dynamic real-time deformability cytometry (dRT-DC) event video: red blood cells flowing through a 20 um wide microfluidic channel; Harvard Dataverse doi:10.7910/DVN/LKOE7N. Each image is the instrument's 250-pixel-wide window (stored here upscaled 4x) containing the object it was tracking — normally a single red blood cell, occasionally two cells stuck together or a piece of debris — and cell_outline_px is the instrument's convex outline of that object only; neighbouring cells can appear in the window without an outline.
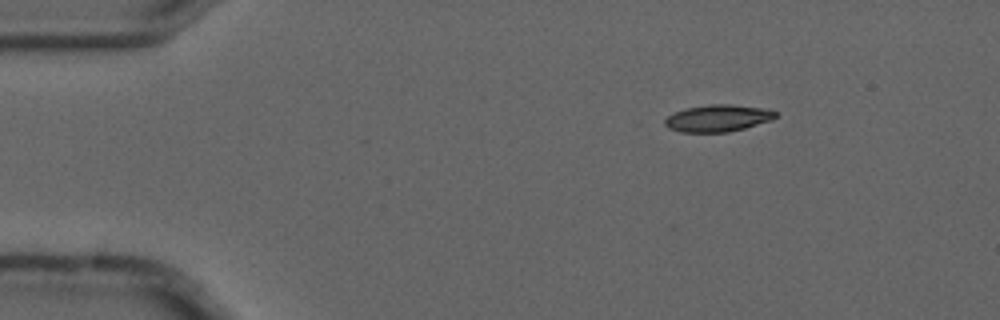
{"species": "common noctule bat (a hibernating species)", "species_latin": "Nyctalus noctula", "temperature_condition": "cold", "stored_images_in_passage": 4, "camera_frame_rate_fps": 3000, "um_per_image_px": 0.085, "animal": {"sex": "male", "forearm_length_mm": 52.5}, "frame": {"image": 1, "passage_image": 1, "time_ms": 0.0, "image_size_px": [1000, 320], "cell_outline_px": [[776, 116], [772, 120], [744, 128], [728, 132], [680, 132], [668, 128], [664, 124], [664, 120], [668, 116], [676, 112], [688, 108], [708, 104], [732, 104], [764, 108], [776, 112]], "centroid_in_image_um": [61.01, 10.05], "position_along_channel_um": 24.0, "area_um2": 17.28}}
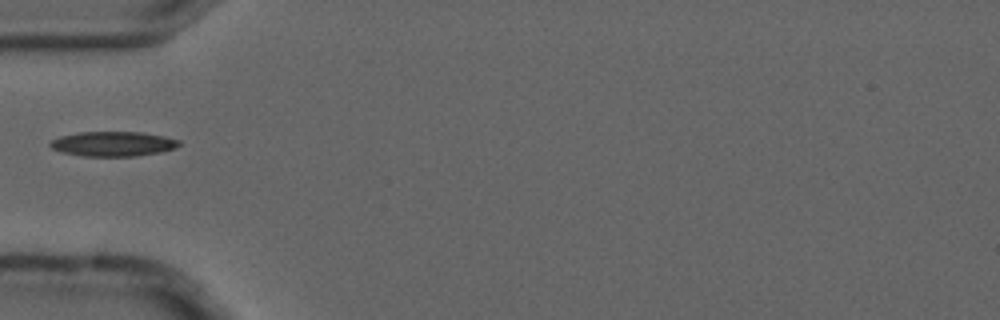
{"frame": {"image": 2, "passage_image": 4, "time_ms": 1.0, "image_size_px": [1000, 320], "cell_outline_px": [[180, 144], [176, 148], [160, 152], [136, 156], [84, 156], [64, 152], [52, 148], [48, 144], [52, 140], [60, 136], [80, 132], [140, 132], [164, 136], [180, 140]], "centroid_in_image_um": [9.63, 12.22], "position_along_channel_um": 75.4, "area_um2": 18.5}}